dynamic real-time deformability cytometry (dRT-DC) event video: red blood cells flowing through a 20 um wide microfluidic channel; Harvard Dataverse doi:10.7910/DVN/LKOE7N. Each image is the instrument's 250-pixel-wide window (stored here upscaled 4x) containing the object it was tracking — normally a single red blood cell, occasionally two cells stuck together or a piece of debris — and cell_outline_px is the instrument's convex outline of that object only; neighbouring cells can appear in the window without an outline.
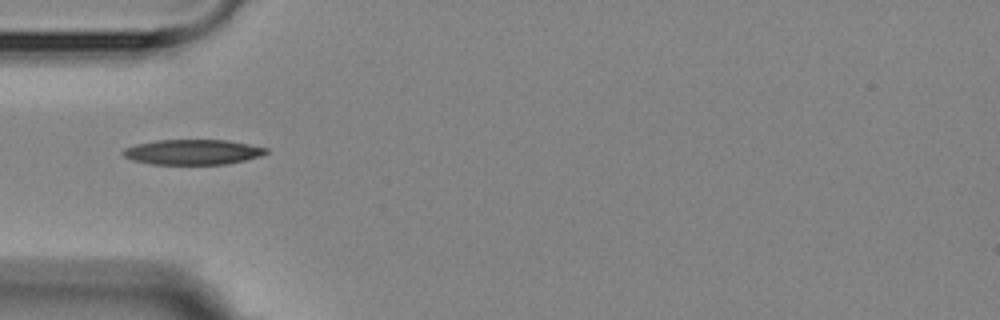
{"species": "Egyptian fruit bat (a non-hibernating species)", "species_latin": "Rousettus aegyptiacus", "temperature_condition": "room temperature", "stored_images_in_passage": 11, "camera_frame_rate_fps": 3000, "um_per_image_px": 0.085, "animal": {"sex": "female"}, "frame": {"image": 1, "passage_image": 1, "time_ms": 0.0, "image_size_px": [1000, 320], "cell_outline_px": [[268, 152], [260, 156], [228, 164], [152, 164], [132, 160], [124, 156], [120, 152], [124, 148], [136, 144], [156, 140], [228, 140], [268, 148]], "centroid_in_image_um": [16.36, 12.92], "position_along_channel_um": 68.6, "area_um2": 20.98}}
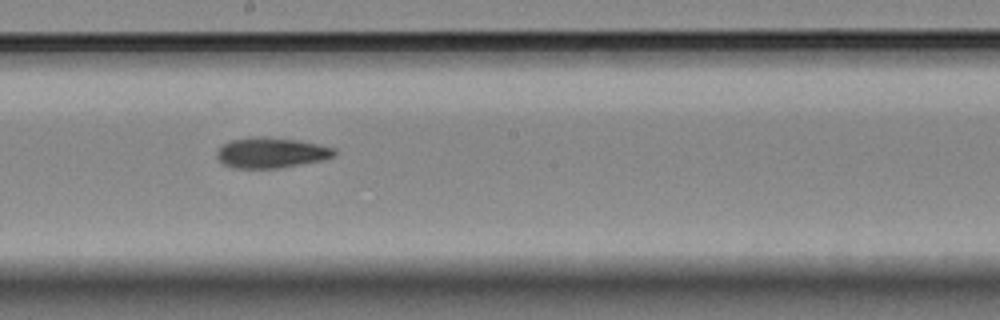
{"frame": {"image": 2, "passage_image": 5, "time_ms": 4.333, "image_size_px": [1000, 320], "cell_outline_px": [[336, 156], [320, 160], [300, 164], [276, 168], [236, 168], [224, 164], [216, 156], [216, 152], [224, 144], [232, 140], [248, 136], [256, 136], [296, 140], [336, 148]], "centroid_in_image_um": [23.04, 12.97], "position_along_channel_um": 225.2, "area_um2": 20.58}}
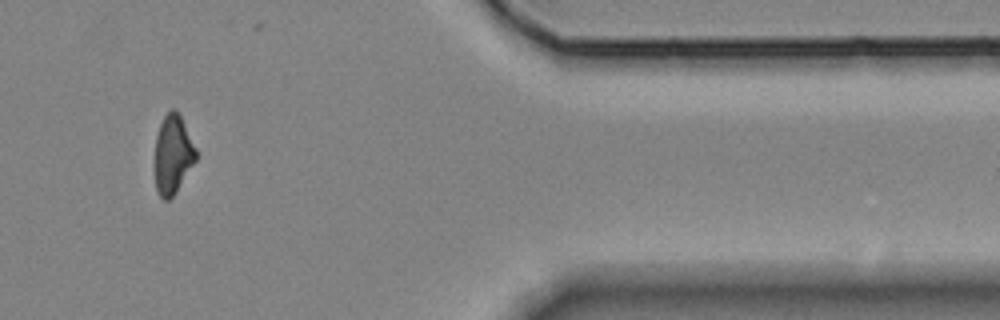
{"frame": {"image": 3, "passage_image": 9, "time_ms": 10.0, "image_size_px": [1000, 320], "cell_outline_px": [[196, 160], [176, 192], [168, 200], [164, 200], [160, 196], [156, 188], [156, 136], [160, 124], [164, 116], [172, 108], [180, 116], [196, 148]], "centroid_in_image_um": [14.7, 13.14], "position_along_channel_um": 396.7, "area_um2": 18.38}, "authors_computed_cell_mechanics": {"area_um2": 20.6346, "velocity_mm_per_s": 3.5988, "shape_relaxation_time_tau1_ms": null, "shape_relaxation_time_tau2_ms": 8.5501, "deformation_change_tau1": null, "deformation_change_tau2": 0.1771}}